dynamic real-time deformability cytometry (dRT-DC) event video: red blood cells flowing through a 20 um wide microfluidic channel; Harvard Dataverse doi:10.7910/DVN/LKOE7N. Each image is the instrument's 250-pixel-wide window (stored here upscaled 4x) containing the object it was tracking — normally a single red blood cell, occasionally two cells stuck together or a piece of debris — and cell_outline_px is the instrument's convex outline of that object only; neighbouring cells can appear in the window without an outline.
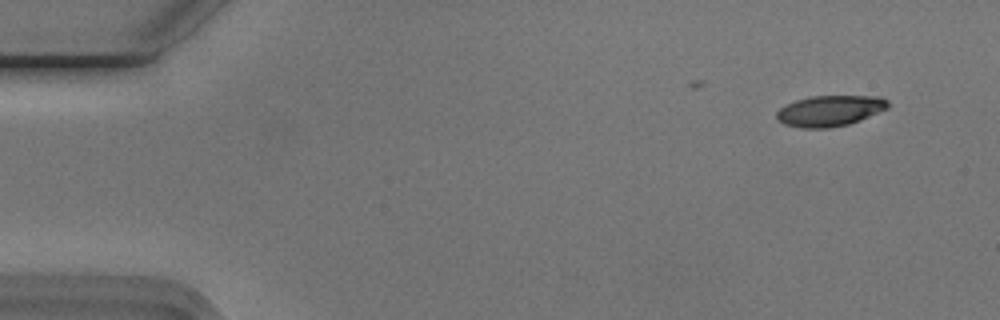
{"species": "Egyptian fruit bat (a non-hibernating species)", "species_latin": "Rousettus aegyptiacus", "temperature_condition": "cold", "stored_images_in_passage": 14, "camera_frame_rate_fps": 3000, "um_per_image_px": 0.085, "animal": {"sex": "male"}, "frame": {"image": 1, "passage_image": 2, "time_ms": 0.333, "image_size_px": [1000, 320], "cell_outline_px": [[888, 108], [860, 120], [848, 124], [828, 128], [800, 128], [784, 124], [776, 120], [776, 112], [780, 108], [796, 100], [812, 96], [880, 96], [888, 100]], "centroid_in_image_um": [70.52, 9.42], "position_along_channel_um": 14.5, "area_um2": 20.0}}